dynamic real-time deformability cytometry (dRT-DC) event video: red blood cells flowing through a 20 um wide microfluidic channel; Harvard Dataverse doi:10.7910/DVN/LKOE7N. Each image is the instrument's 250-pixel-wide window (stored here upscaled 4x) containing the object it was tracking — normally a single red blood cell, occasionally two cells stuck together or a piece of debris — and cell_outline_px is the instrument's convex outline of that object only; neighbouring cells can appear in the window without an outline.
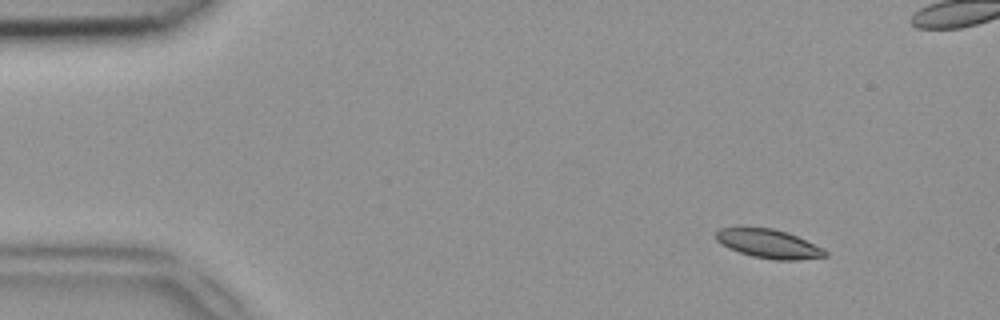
{"species": "common noctule bat (a hibernating species)", "species_latin": "Nyctalus noctula", "temperature_condition": "room temperature", "stored_images_in_passage": 50, "camera_frame_rate_fps": 3000, "um_per_image_px": 0.085, "animal": {"sex": "female", "body_mass_g": 18.4}, "frame": {"image": 1, "passage_image": 5, "time_ms": 1.333, "image_size_px": [1000, 320], "cell_outline_px": [[828, 256], [796, 260], [776, 260], [752, 256], [728, 248], [720, 244], [716, 240], [716, 232], [720, 228], [772, 228], [788, 232], [824, 248], [828, 252]], "centroid_in_image_um": [65.37, 20.73], "position_along_channel_um": 19.6, "area_um2": 18.32}}
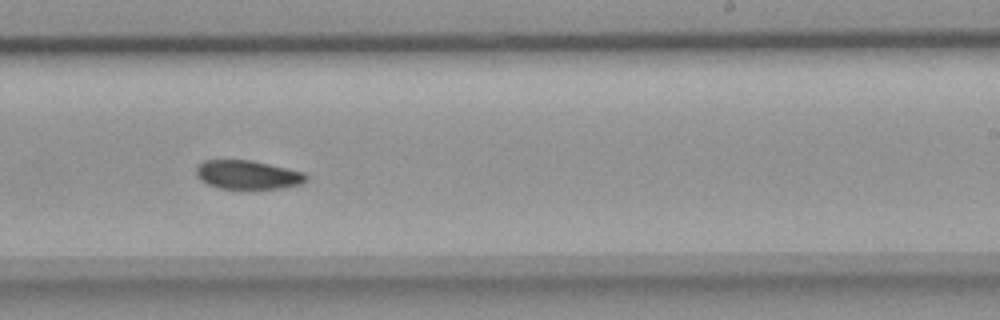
{"frame": {"image": 2, "passage_image": 30, "time_ms": 9.667, "image_size_px": [1000, 320], "cell_outline_px": [[308, 180], [300, 184], [280, 188], [220, 188], [208, 184], [200, 180], [196, 176], [196, 168], [204, 160], [252, 160], [304, 172], [308, 176]], "centroid_in_image_um": [21.06, 14.85], "position_along_channel_um": 267.9, "area_um2": 18.32}}
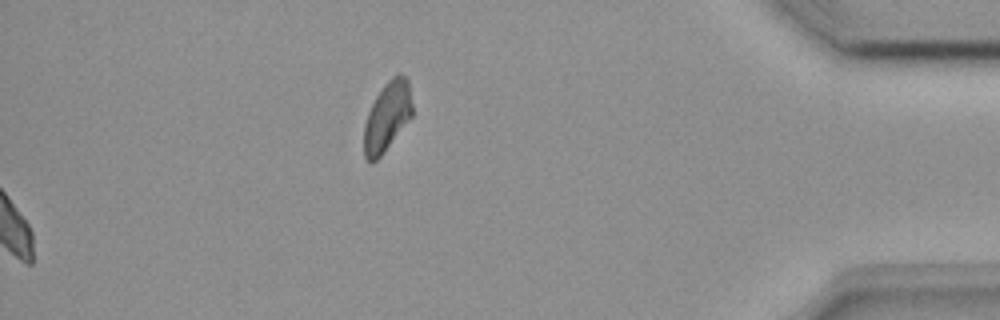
{"frame": {"image": 3, "passage_image": 50, "time_ms": 16.333, "image_size_px": [1000, 320], "cell_outline_px": [[412, 116], [380, 156], [372, 164], [364, 156], [364, 124], [368, 112], [376, 96], [384, 84], [396, 72], [400, 72], [408, 80], [412, 104]], "centroid_in_image_um": [32.9, 9.87], "position_along_channel_um": 402.3, "area_um2": 19.42}}